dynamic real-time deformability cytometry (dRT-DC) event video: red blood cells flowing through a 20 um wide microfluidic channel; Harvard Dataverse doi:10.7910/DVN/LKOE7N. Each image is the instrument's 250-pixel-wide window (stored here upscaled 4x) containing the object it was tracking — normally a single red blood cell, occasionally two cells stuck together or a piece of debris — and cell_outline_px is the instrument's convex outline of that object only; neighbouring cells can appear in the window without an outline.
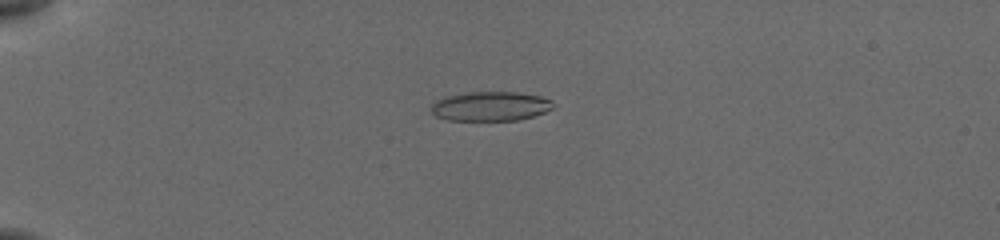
{"species": "common noctule bat (a hibernating species)", "species_latin": "Nyctalus noctula", "temperature_condition": "cold", "stored_images_in_passage": 75, "camera_frame_rate_fps": 3000, "um_per_image_px": 0.085, "animal": {"sex": "female", "body_mass_g": 19.5, "forearm_length_mm": 54.1}, "frame": {"image": 1, "passage_image": 10, "time_ms": 2.667, "image_size_px": [1000, 240], "cell_outline_px": [[556, 104], [552, 108], [544, 112], [532, 116], [516, 120], [448, 120], [436, 116], [432, 112], [432, 104], [436, 100], [444, 96], [464, 92], [516, 92], [540, 96], [552, 100]], "centroid_in_image_um": [41.68, 9.02], "position_along_channel_um": 43.3, "area_um2": 20.92}}
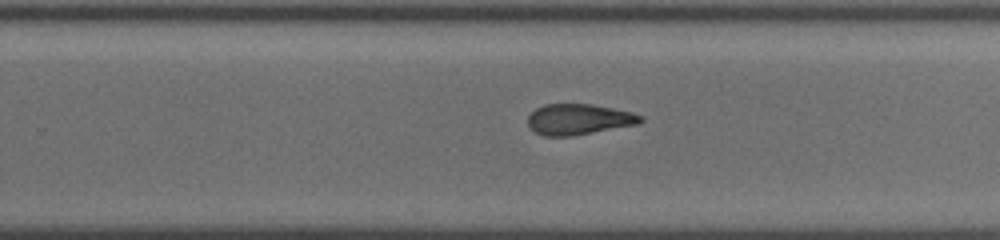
{"frame": {"image": 2, "passage_image": 43, "time_ms": 10.0, "image_size_px": [1000, 240], "cell_outline_px": [[644, 120], [640, 124], [568, 136], [544, 136], [528, 128], [528, 116], [536, 108], [544, 104], [592, 104], [632, 112], [644, 116]], "centroid_in_image_um": [49.2, 10.14], "position_along_channel_um": 280.6, "area_um2": 20.23}}
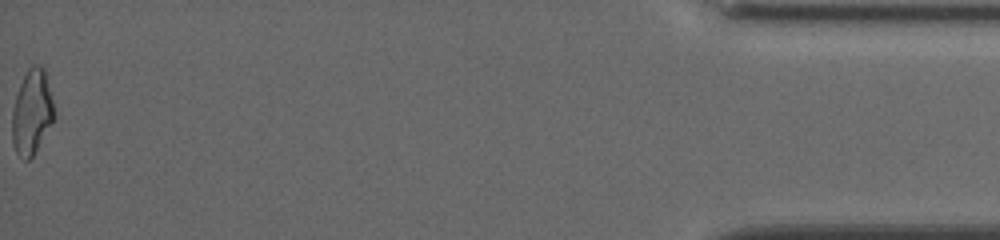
{"frame": {"image": 3, "passage_image": 74, "time_ms": 16.0, "image_size_px": [1000, 240], "cell_outline_px": [[56, 116], [32, 156], [28, 160], [24, 160], [16, 152], [12, 140], [12, 112], [16, 96], [20, 84], [28, 68], [32, 64], [40, 64], [44, 68], [56, 112]], "centroid_in_image_um": [2.72, 9.5], "position_along_channel_um": 432.5, "area_um2": 20.69}, "authors_computed_cell_mechanics": {"area_um2": 20.8658, "velocity_mm_per_s": 3.8848, "shape_relaxation_time_tau1_ms": 3.8046, "shape_relaxation_time_tau2_ms": 2.67, "deformation_change_tau1": 0.1519, "deformation_change_tau2": 0.1214}}